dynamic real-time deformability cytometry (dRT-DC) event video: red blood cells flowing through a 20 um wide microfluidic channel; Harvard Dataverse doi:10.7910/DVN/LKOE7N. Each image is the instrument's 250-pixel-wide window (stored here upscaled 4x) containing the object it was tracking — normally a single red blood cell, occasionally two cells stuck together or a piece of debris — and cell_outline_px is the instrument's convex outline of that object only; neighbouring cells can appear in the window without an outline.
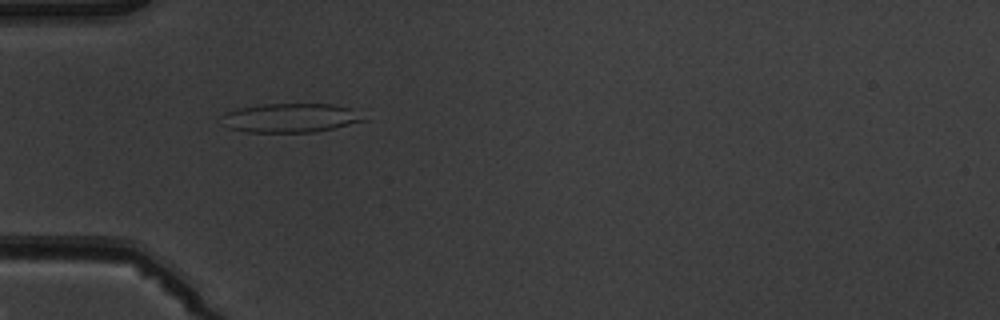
{"species": "common noctule bat (a hibernating species)", "species_latin": "Nyctalus noctula", "temperature_condition": "warm", "stored_images_in_passage": 5, "camera_frame_rate_fps": 3000, "um_per_image_px": 0.085, "animal": {"sex": "male", "body_mass_g": 19.5, "forearm_length_mm": 54.6}, "frame": {"image": 1, "passage_image": 4, "time_ms": 3.667, "image_size_px": [1000, 320], "cell_outline_px": [[368, 120], [316, 132], [248, 132], [228, 128], [220, 116], [224, 112], [236, 108], [264, 104], [332, 104], [348, 108]], "centroid_in_image_um": [24.63, 10.02], "position_along_channel_um": 60.4, "area_um2": 23.93}}